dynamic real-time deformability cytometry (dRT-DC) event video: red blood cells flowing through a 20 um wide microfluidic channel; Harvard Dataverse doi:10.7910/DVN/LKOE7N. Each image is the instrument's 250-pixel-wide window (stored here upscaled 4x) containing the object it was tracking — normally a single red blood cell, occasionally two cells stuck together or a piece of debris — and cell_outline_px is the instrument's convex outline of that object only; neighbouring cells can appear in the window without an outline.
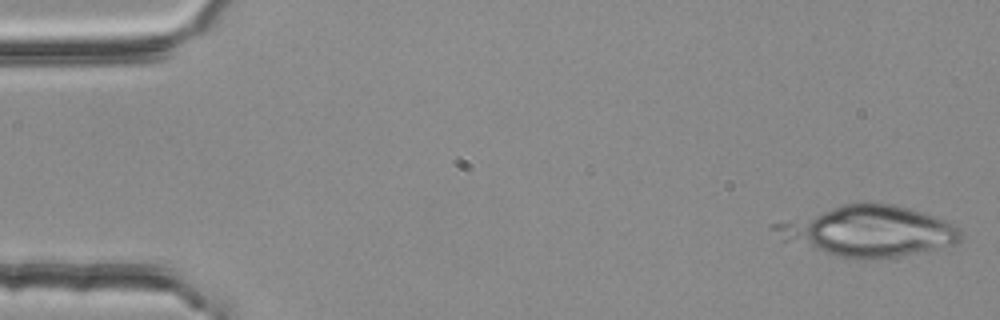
{"species": "common noctule bat (a hibernating species)", "species_latin": "Nyctalus noctula", "temperature_condition": "room temperature", "stored_images_in_passage": 4, "camera_frame_rate_fps": 3000, "um_per_image_px": 0.085, "animal": {"sex": "female", "body_mass_g": 25.1}, "frame": {"image": 1, "passage_image": 1, "time_ms": 0.0, "image_size_px": [1000, 320], "cell_outline_px": [[964, 240], [928, 252], [896, 256], [860, 260], [840, 256], [784, 240], [768, 228], [768, 224], [844, 204], [892, 204], [908, 208], [944, 220], [960, 228]], "centroid_in_image_um": [73.82, 19.65], "position_along_channel_um": 11.2, "area_um2": 54.1}}